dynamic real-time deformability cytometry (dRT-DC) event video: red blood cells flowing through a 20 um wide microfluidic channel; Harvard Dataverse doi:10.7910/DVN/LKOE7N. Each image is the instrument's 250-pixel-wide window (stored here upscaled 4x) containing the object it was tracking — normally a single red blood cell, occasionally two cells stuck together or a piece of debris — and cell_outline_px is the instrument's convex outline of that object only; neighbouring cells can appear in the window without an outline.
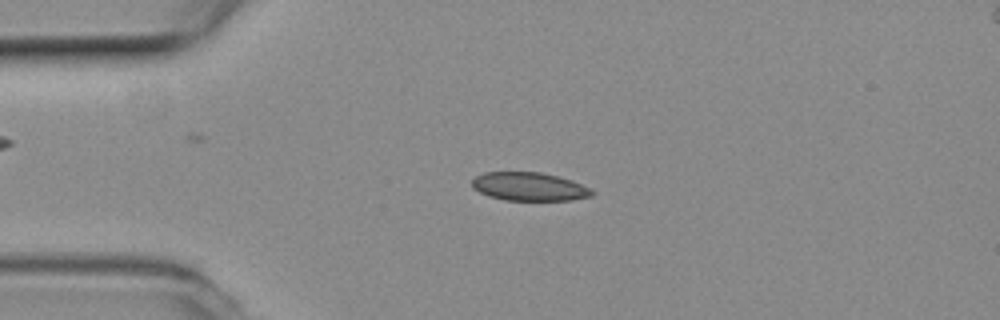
{"species": "common noctule bat (a hibernating species)", "species_latin": "Nyctalus noctula", "temperature_condition": "room temperature", "stored_images_in_passage": 43, "camera_frame_rate_fps": 3000, "um_per_image_px": 0.085, "animal": {"sex": "female", "body_mass_g": 19.3, "forearm_length_mm": 54.1}, "frame": {"image": 1, "passage_image": 2, "time_ms": 0.333, "image_size_px": [1000, 320], "cell_outline_px": [[596, 192], [592, 196], [572, 200], [504, 200], [488, 196], [472, 188], [472, 180], [476, 176], [484, 172], [540, 172], [572, 180]], "centroid_in_image_um": [44.97, 15.86], "position_along_channel_um": 40.0, "area_um2": 19.83}}
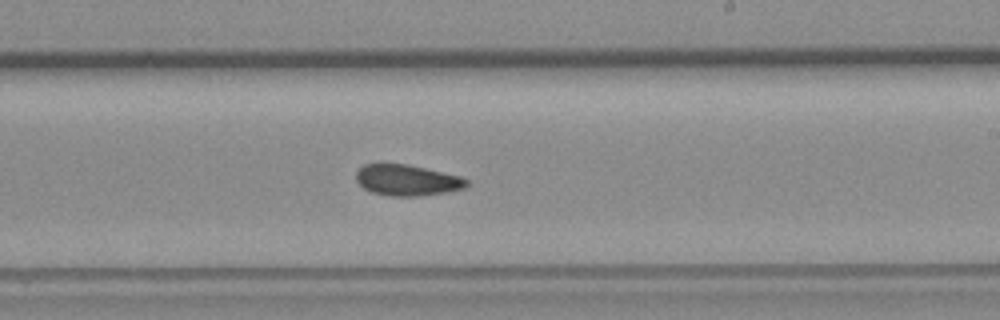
{"frame": {"image": 2, "passage_image": 21, "time_ms": 6.667, "image_size_px": [1000, 320], "cell_outline_px": [[468, 184], [464, 188], [448, 192], [420, 196], [392, 196], [372, 192], [364, 188], [356, 180], [356, 172], [364, 164], [408, 164], [460, 176], [468, 180]], "centroid_in_image_um": [34.61, 15.32], "position_along_channel_um": 254.4, "area_um2": 19.88}}
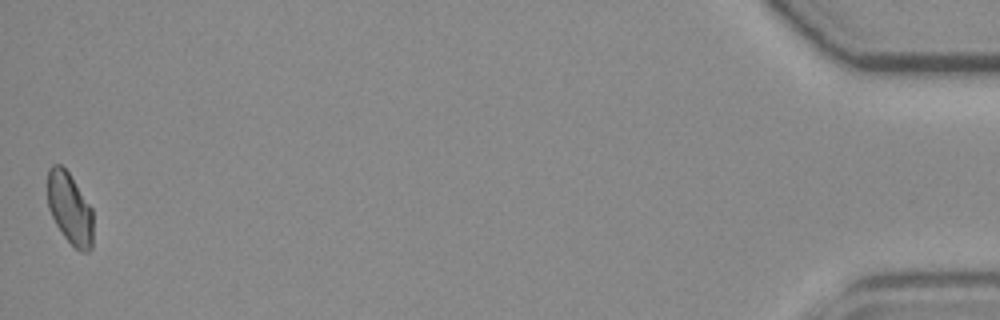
{"frame": {"image": 3, "passage_image": 43, "time_ms": 14.0, "image_size_px": [1000, 320], "cell_outline_px": [[92, 248], [88, 252], [80, 252], [64, 236], [56, 224], [48, 208], [48, 168], [52, 164], [60, 164], [68, 172], [92, 208]], "centroid_in_image_um": [5.93, 17.72], "position_along_channel_um": 429.3, "area_um2": 18.84}, "authors_computed_cell_mechanics": {"area_um2": 19.941, "velocity_mm_per_s": 3.7822, "shape_relaxation_time_tau1_ms": 4.7931, "shape_relaxation_time_tau2_ms": 7.4768, "deformation_change_tau1": 0.0797, "deformation_change_tau2": 0.0955}}